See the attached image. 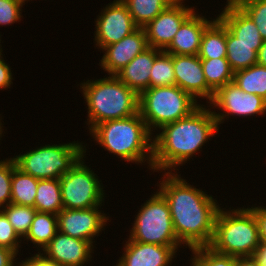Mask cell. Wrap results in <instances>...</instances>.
Listing matches in <instances>:
<instances>
[{"mask_svg":"<svg viewBox=\"0 0 266 266\" xmlns=\"http://www.w3.org/2000/svg\"><path fill=\"white\" fill-rule=\"evenodd\" d=\"M16 254L7 248L0 247V266H14Z\"/></svg>","mask_w":266,"mask_h":266,"instance_id":"f35d334b","label":"cell"},{"mask_svg":"<svg viewBox=\"0 0 266 266\" xmlns=\"http://www.w3.org/2000/svg\"><path fill=\"white\" fill-rule=\"evenodd\" d=\"M183 0H175L144 28L149 47L165 50L172 42L182 23L194 9L182 5Z\"/></svg>","mask_w":266,"mask_h":266,"instance_id":"8fae6325","label":"cell"},{"mask_svg":"<svg viewBox=\"0 0 266 266\" xmlns=\"http://www.w3.org/2000/svg\"><path fill=\"white\" fill-rule=\"evenodd\" d=\"M128 8L135 24L145 27L175 0H121Z\"/></svg>","mask_w":266,"mask_h":266,"instance_id":"d4e9b609","label":"cell"},{"mask_svg":"<svg viewBox=\"0 0 266 266\" xmlns=\"http://www.w3.org/2000/svg\"><path fill=\"white\" fill-rule=\"evenodd\" d=\"M126 243L125 254L116 266H167L178 248L141 243L130 239Z\"/></svg>","mask_w":266,"mask_h":266,"instance_id":"e0dca14e","label":"cell"},{"mask_svg":"<svg viewBox=\"0 0 266 266\" xmlns=\"http://www.w3.org/2000/svg\"><path fill=\"white\" fill-rule=\"evenodd\" d=\"M253 258L261 265L266 266V242L260 241L259 246L253 254Z\"/></svg>","mask_w":266,"mask_h":266,"instance_id":"ab89813d","label":"cell"},{"mask_svg":"<svg viewBox=\"0 0 266 266\" xmlns=\"http://www.w3.org/2000/svg\"><path fill=\"white\" fill-rule=\"evenodd\" d=\"M135 218L130 240L163 246L180 245L168 203L160 192L144 203Z\"/></svg>","mask_w":266,"mask_h":266,"instance_id":"ba28073f","label":"cell"},{"mask_svg":"<svg viewBox=\"0 0 266 266\" xmlns=\"http://www.w3.org/2000/svg\"><path fill=\"white\" fill-rule=\"evenodd\" d=\"M82 159L59 178L64 209L98 207L103 201V188L94 172L83 165Z\"/></svg>","mask_w":266,"mask_h":266,"instance_id":"9c48e42d","label":"cell"},{"mask_svg":"<svg viewBox=\"0 0 266 266\" xmlns=\"http://www.w3.org/2000/svg\"><path fill=\"white\" fill-rule=\"evenodd\" d=\"M13 172V158L0 161V208L11 203V182ZM9 201V202H8Z\"/></svg>","mask_w":266,"mask_h":266,"instance_id":"836d02e7","label":"cell"},{"mask_svg":"<svg viewBox=\"0 0 266 266\" xmlns=\"http://www.w3.org/2000/svg\"><path fill=\"white\" fill-rule=\"evenodd\" d=\"M0 55V89L10 87L12 83V73L10 67L4 62Z\"/></svg>","mask_w":266,"mask_h":266,"instance_id":"74e56055","label":"cell"},{"mask_svg":"<svg viewBox=\"0 0 266 266\" xmlns=\"http://www.w3.org/2000/svg\"><path fill=\"white\" fill-rule=\"evenodd\" d=\"M20 266H62L61 264L43 256L41 252L35 256L22 261Z\"/></svg>","mask_w":266,"mask_h":266,"instance_id":"8d00e7d4","label":"cell"},{"mask_svg":"<svg viewBox=\"0 0 266 266\" xmlns=\"http://www.w3.org/2000/svg\"><path fill=\"white\" fill-rule=\"evenodd\" d=\"M259 243L257 222L248 208L232 212L219 209L210 248L220 254L245 257L253 256Z\"/></svg>","mask_w":266,"mask_h":266,"instance_id":"5b68a950","label":"cell"},{"mask_svg":"<svg viewBox=\"0 0 266 266\" xmlns=\"http://www.w3.org/2000/svg\"><path fill=\"white\" fill-rule=\"evenodd\" d=\"M90 132L107 151L125 161L142 163L150 153L147 159H150L148 163L152 168L153 142L150 138L152 132L139 112L128 118L99 123Z\"/></svg>","mask_w":266,"mask_h":266,"instance_id":"3957f363","label":"cell"},{"mask_svg":"<svg viewBox=\"0 0 266 266\" xmlns=\"http://www.w3.org/2000/svg\"><path fill=\"white\" fill-rule=\"evenodd\" d=\"M148 47L144 28H138L119 42L110 44L102 49L106 52L102 60H100L101 66L109 75H116Z\"/></svg>","mask_w":266,"mask_h":266,"instance_id":"9a60e30c","label":"cell"},{"mask_svg":"<svg viewBox=\"0 0 266 266\" xmlns=\"http://www.w3.org/2000/svg\"><path fill=\"white\" fill-rule=\"evenodd\" d=\"M235 266H261L253 256L236 257Z\"/></svg>","mask_w":266,"mask_h":266,"instance_id":"60d3db41","label":"cell"},{"mask_svg":"<svg viewBox=\"0 0 266 266\" xmlns=\"http://www.w3.org/2000/svg\"><path fill=\"white\" fill-rule=\"evenodd\" d=\"M3 212L8 217L9 222L12 224L15 232L18 236L26 237L28 234L34 216L37 210L32 206H24L10 203L7 206H3Z\"/></svg>","mask_w":266,"mask_h":266,"instance_id":"f546056e","label":"cell"},{"mask_svg":"<svg viewBox=\"0 0 266 266\" xmlns=\"http://www.w3.org/2000/svg\"><path fill=\"white\" fill-rule=\"evenodd\" d=\"M261 45L241 43L226 28V58L234 72L257 64V52Z\"/></svg>","mask_w":266,"mask_h":266,"instance_id":"7402d4cb","label":"cell"},{"mask_svg":"<svg viewBox=\"0 0 266 266\" xmlns=\"http://www.w3.org/2000/svg\"><path fill=\"white\" fill-rule=\"evenodd\" d=\"M228 3L217 17L239 42L245 44H262L263 38L253 20L233 1Z\"/></svg>","mask_w":266,"mask_h":266,"instance_id":"ffe728a7","label":"cell"},{"mask_svg":"<svg viewBox=\"0 0 266 266\" xmlns=\"http://www.w3.org/2000/svg\"><path fill=\"white\" fill-rule=\"evenodd\" d=\"M207 86L215 93L227 83L233 82L234 71L227 58L201 59Z\"/></svg>","mask_w":266,"mask_h":266,"instance_id":"83f0119b","label":"cell"},{"mask_svg":"<svg viewBox=\"0 0 266 266\" xmlns=\"http://www.w3.org/2000/svg\"><path fill=\"white\" fill-rule=\"evenodd\" d=\"M86 151L81 143L45 145L25 154L16 156V167L36 179H59Z\"/></svg>","mask_w":266,"mask_h":266,"instance_id":"52a82bcc","label":"cell"},{"mask_svg":"<svg viewBox=\"0 0 266 266\" xmlns=\"http://www.w3.org/2000/svg\"><path fill=\"white\" fill-rule=\"evenodd\" d=\"M175 85L173 54L162 50L156 57L150 72V87Z\"/></svg>","mask_w":266,"mask_h":266,"instance_id":"f1b7e54d","label":"cell"},{"mask_svg":"<svg viewBox=\"0 0 266 266\" xmlns=\"http://www.w3.org/2000/svg\"><path fill=\"white\" fill-rule=\"evenodd\" d=\"M193 266H235L236 257L215 252L209 246L191 249Z\"/></svg>","mask_w":266,"mask_h":266,"instance_id":"4dcf8cb0","label":"cell"},{"mask_svg":"<svg viewBox=\"0 0 266 266\" xmlns=\"http://www.w3.org/2000/svg\"><path fill=\"white\" fill-rule=\"evenodd\" d=\"M257 64L266 67V40L262 42V45L257 52Z\"/></svg>","mask_w":266,"mask_h":266,"instance_id":"b9f144b4","label":"cell"},{"mask_svg":"<svg viewBox=\"0 0 266 266\" xmlns=\"http://www.w3.org/2000/svg\"><path fill=\"white\" fill-rule=\"evenodd\" d=\"M99 208L62 209L57 214L58 231L80 240L93 243V237L99 234L108 217L99 212Z\"/></svg>","mask_w":266,"mask_h":266,"instance_id":"7c38bea8","label":"cell"},{"mask_svg":"<svg viewBox=\"0 0 266 266\" xmlns=\"http://www.w3.org/2000/svg\"><path fill=\"white\" fill-rule=\"evenodd\" d=\"M161 51L157 48L148 47L132 59L115 76L139 95L142 91L150 88L151 68L155 57Z\"/></svg>","mask_w":266,"mask_h":266,"instance_id":"d6986e66","label":"cell"},{"mask_svg":"<svg viewBox=\"0 0 266 266\" xmlns=\"http://www.w3.org/2000/svg\"><path fill=\"white\" fill-rule=\"evenodd\" d=\"M91 247L93 245L87 240L73 238L58 231L43 251L47 255L45 257L62 266H82L91 259Z\"/></svg>","mask_w":266,"mask_h":266,"instance_id":"2e32d148","label":"cell"},{"mask_svg":"<svg viewBox=\"0 0 266 266\" xmlns=\"http://www.w3.org/2000/svg\"><path fill=\"white\" fill-rule=\"evenodd\" d=\"M256 24L266 40V0H233Z\"/></svg>","mask_w":266,"mask_h":266,"instance_id":"1f68e13d","label":"cell"},{"mask_svg":"<svg viewBox=\"0 0 266 266\" xmlns=\"http://www.w3.org/2000/svg\"><path fill=\"white\" fill-rule=\"evenodd\" d=\"M226 26L217 18L205 29L198 56L200 59L226 58Z\"/></svg>","mask_w":266,"mask_h":266,"instance_id":"44dd1931","label":"cell"},{"mask_svg":"<svg viewBox=\"0 0 266 266\" xmlns=\"http://www.w3.org/2000/svg\"><path fill=\"white\" fill-rule=\"evenodd\" d=\"M80 88L88 105L90 131L99 123L138 113L139 95L115 75L92 82L88 80Z\"/></svg>","mask_w":266,"mask_h":266,"instance_id":"277c9868","label":"cell"},{"mask_svg":"<svg viewBox=\"0 0 266 266\" xmlns=\"http://www.w3.org/2000/svg\"><path fill=\"white\" fill-rule=\"evenodd\" d=\"M212 22L193 12L164 51L174 55H198L203 33Z\"/></svg>","mask_w":266,"mask_h":266,"instance_id":"ac0fdd59","label":"cell"},{"mask_svg":"<svg viewBox=\"0 0 266 266\" xmlns=\"http://www.w3.org/2000/svg\"><path fill=\"white\" fill-rule=\"evenodd\" d=\"M34 208L55 215L63 209L59 179H38Z\"/></svg>","mask_w":266,"mask_h":266,"instance_id":"603a6c76","label":"cell"},{"mask_svg":"<svg viewBox=\"0 0 266 266\" xmlns=\"http://www.w3.org/2000/svg\"><path fill=\"white\" fill-rule=\"evenodd\" d=\"M18 238L20 237L9 222L8 217L0 209V247L12 250L17 255L19 247L18 242L20 243Z\"/></svg>","mask_w":266,"mask_h":266,"instance_id":"d6a6232c","label":"cell"},{"mask_svg":"<svg viewBox=\"0 0 266 266\" xmlns=\"http://www.w3.org/2000/svg\"><path fill=\"white\" fill-rule=\"evenodd\" d=\"M165 175L167 178L160 183L159 192L168 203L178 241L190 249L210 246L220 209L216 200L177 174L165 172Z\"/></svg>","mask_w":266,"mask_h":266,"instance_id":"6da1fadb","label":"cell"},{"mask_svg":"<svg viewBox=\"0 0 266 266\" xmlns=\"http://www.w3.org/2000/svg\"><path fill=\"white\" fill-rule=\"evenodd\" d=\"M138 112L150 131L190 115L200 105L177 85L150 87L139 94ZM152 125V126H151Z\"/></svg>","mask_w":266,"mask_h":266,"instance_id":"8992f818","label":"cell"},{"mask_svg":"<svg viewBox=\"0 0 266 266\" xmlns=\"http://www.w3.org/2000/svg\"><path fill=\"white\" fill-rule=\"evenodd\" d=\"M248 209L253 213L257 222L259 240L266 242V208L260 206Z\"/></svg>","mask_w":266,"mask_h":266,"instance_id":"d590c367","label":"cell"},{"mask_svg":"<svg viewBox=\"0 0 266 266\" xmlns=\"http://www.w3.org/2000/svg\"><path fill=\"white\" fill-rule=\"evenodd\" d=\"M23 0H0V25L17 22L21 17Z\"/></svg>","mask_w":266,"mask_h":266,"instance_id":"e575fe53","label":"cell"},{"mask_svg":"<svg viewBox=\"0 0 266 266\" xmlns=\"http://www.w3.org/2000/svg\"><path fill=\"white\" fill-rule=\"evenodd\" d=\"M225 116L201 105L190 115L164 125L153 140L152 169L172 170L190 159L218 131Z\"/></svg>","mask_w":266,"mask_h":266,"instance_id":"7a4b0ae2","label":"cell"},{"mask_svg":"<svg viewBox=\"0 0 266 266\" xmlns=\"http://www.w3.org/2000/svg\"><path fill=\"white\" fill-rule=\"evenodd\" d=\"M58 232L57 215L36 212L26 239L44 248Z\"/></svg>","mask_w":266,"mask_h":266,"instance_id":"4316f807","label":"cell"},{"mask_svg":"<svg viewBox=\"0 0 266 266\" xmlns=\"http://www.w3.org/2000/svg\"><path fill=\"white\" fill-rule=\"evenodd\" d=\"M38 179L23 173L13 159L11 203L34 207Z\"/></svg>","mask_w":266,"mask_h":266,"instance_id":"cb8c5ba5","label":"cell"},{"mask_svg":"<svg viewBox=\"0 0 266 266\" xmlns=\"http://www.w3.org/2000/svg\"><path fill=\"white\" fill-rule=\"evenodd\" d=\"M224 113L240 116L263 115L266 112V100L262 97L242 91L235 82L219 88L210 101Z\"/></svg>","mask_w":266,"mask_h":266,"instance_id":"4fadbf2b","label":"cell"},{"mask_svg":"<svg viewBox=\"0 0 266 266\" xmlns=\"http://www.w3.org/2000/svg\"><path fill=\"white\" fill-rule=\"evenodd\" d=\"M2 124L0 123V136H1V134H2V126H1Z\"/></svg>","mask_w":266,"mask_h":266,"instance_id":"7bdbcfd3","label":"cell"},{"mask_svg":"<svg viewBox=\"0 0 266 266\" xmlns=\"http://www.w3.org/2000/svg\"><path fill=\"white\" fill-rule=\"evenodd\" d=\"M138 28L126 5L121 0H116L106 6L96 20V45L103 49L119 42Z\"/></svg>","mask_w":266,"mask_h":266,"instance_id":"30bf717a","label":"cell"},{"mask_svg":"<svg viewBox=\"0 0 266 266\" xmlns=\"http://www.w3.org/2000/svg\"><path fill=\"white\" fill-rule=\"evenodd\" d=\"M173 68L175 85L188 92L194 98L197 96L212 100L214 92L207 86L201 59L198 55H174Z\"/></svg>","mask_w":266,"mask_h":266,"instance_id":"5bb4252c","label":"cell"},{"mask_svg":"<svg viewBox=\"0 0 266 266\" xmlns=\"http://www.w3.org/2000/svg\"><path fill=\"white\" fill-rule=\"evenodd\" d=\"M233 82L244 92L256 94L266 100V67L254 64L234 72Z\"/></svg>","mask_w":266,"mask_h":266,"instance_id":"484cf974","label":"cell"}]
</instances>
